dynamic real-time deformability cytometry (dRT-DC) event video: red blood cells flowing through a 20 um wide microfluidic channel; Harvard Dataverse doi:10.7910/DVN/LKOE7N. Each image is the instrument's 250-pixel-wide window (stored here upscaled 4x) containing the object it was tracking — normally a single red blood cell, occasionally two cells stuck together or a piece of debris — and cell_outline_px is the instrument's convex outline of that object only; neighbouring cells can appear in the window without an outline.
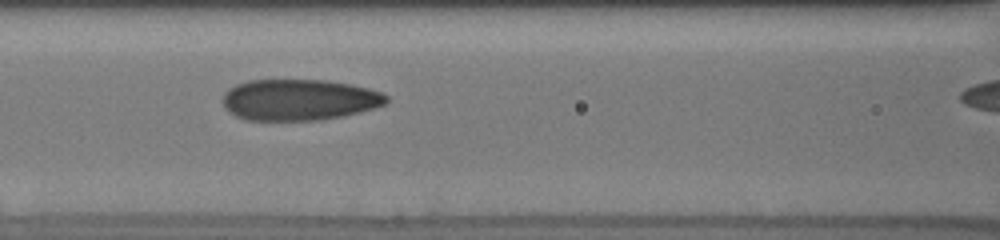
{"species": "human", "species_latin": "Homo sapiens", "temperature_condition": "cold", "stored_images_in_passage": 8, "camera_frame_rate_fps": 3000, "um_per_image_px": 0.085, "donor": {"sex": "male"}, "frame": {"image": 1, "passage_image": 6, "time_ms": 4.667, "image_size_px": [1000, 240], "cell_outline_px": [[388, 100], [384, 104], [360, 112], [344, 116], [320, 120], [244, 120], [228, 112], [224, 108], [224, 92], [228, 88], [236, 84], [248, 80], [324, 80], [352, 84], [368, 88], [380, 92], [388, 96]], "centroid_in_image_um": [25.4, 8.48], "position_along_channel_um": 141.2, "area_um2": 39.42}}